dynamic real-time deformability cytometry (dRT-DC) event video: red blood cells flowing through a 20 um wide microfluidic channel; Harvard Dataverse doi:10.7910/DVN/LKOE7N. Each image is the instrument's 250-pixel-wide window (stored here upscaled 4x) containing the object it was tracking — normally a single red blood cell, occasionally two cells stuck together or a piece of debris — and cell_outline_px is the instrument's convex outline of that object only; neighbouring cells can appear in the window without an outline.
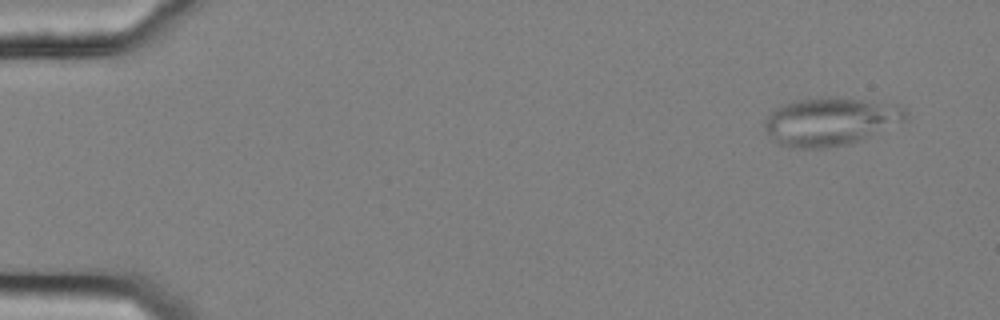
{"species": "common noctule bat (a hibernating species)", "species_latin": "Nyctalus noctula", "temperature_condition": "cold", "stored_images_in_passage": 54, "camera_frame_rate_fps": 3000, "um_per_image_px": 0.085, "animal": {"sex": "female", "body_mass_g": 25.1}, "frame": {"image": 1, "passage_image": 2, "time_ms": 0.333, "image_size_px": [1000, 320], "cell_outline_px": [[908, 116], [904, 120], [860, 140], [848, 144], [820, 148], [796, 148], [780, 144], [772, 140], [768, 136], [764, 128], [764, 124], [768, 116], [776, 108], [784, 104], [800, 100], [828, 96], [836, 96], [900, 104], [908, 112]], "centroid_in_image_um": [70.59, 10.3], "position_along_channel_um": 14.4, "area_um2": 39.42}}
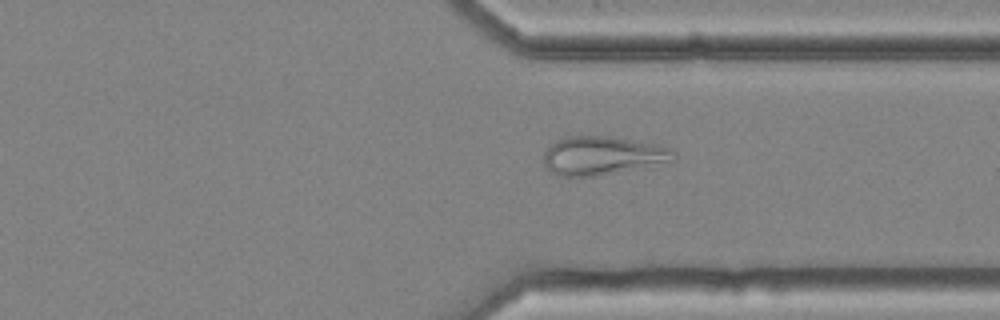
{"frame": {"image": 2, "passage_image": 41, "time_ms": 13.333, "image_size_px": [1000, 320], "cell_outline_px": [[676, 160], [596, 176], [560, 176], [552, 172], [544, 164], [544, 152], [556, 140], [564, 136], [608, 136], [656, 144], [672, 148], [676, 152]], "centroid_in_image_um": [51.21, 13.21], "position_along_channel_um": 360.2, "area_um2": 29.02}}
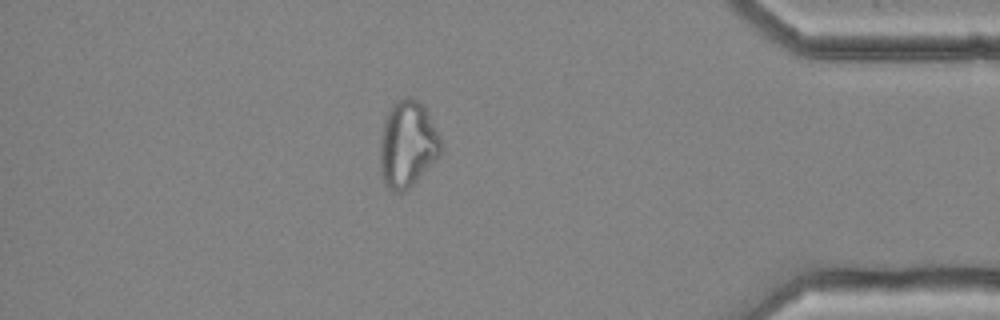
{"frame": {"image": 3, "passage_image": 47, "time_ms": 15.333, "image_size_px": [1000, 320], "cell_outline_px": [[440, 152], [436, 160], [408, 188], [400, 192], [392, 192], [384, 184], [380, 160], [380, 140], [384, 120], [392, 104], [408, 96], [412, 96], [424, 104], [440, 140]], "centroid_in_image_um": [34.61, 12.24], "position_along_channel_um": 400.6, "area_um2": 30.29}}